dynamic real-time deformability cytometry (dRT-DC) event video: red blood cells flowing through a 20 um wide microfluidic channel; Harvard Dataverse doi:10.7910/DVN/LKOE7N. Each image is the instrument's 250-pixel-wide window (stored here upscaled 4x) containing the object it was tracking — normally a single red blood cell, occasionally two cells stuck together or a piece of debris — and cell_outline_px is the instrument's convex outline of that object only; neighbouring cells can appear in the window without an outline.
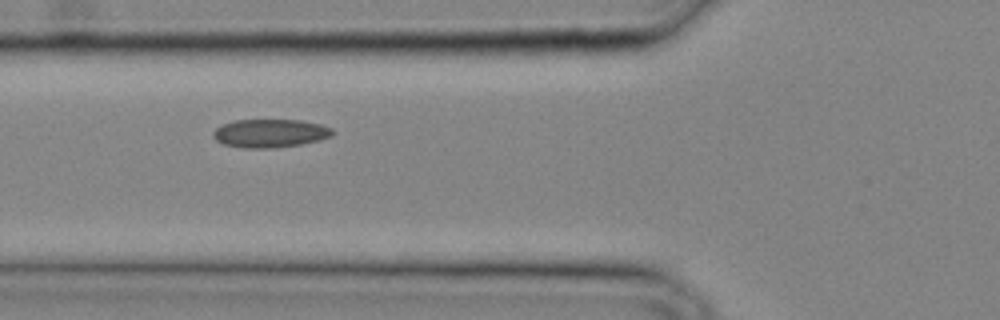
{"species": "common noctule bat (a hibernating species)", "species_latin": "Nyctalus noctula", "temperature_condition": "cold", "stored_images_in_passage": 19, "camera_frame_rate_fps": 3000, "um_per_image_px": 0.085, "animal": {"sex": "male", "body_mass_g": 20.4}, "frame": {"image": 1, "passage_image": 6, "time_ms": 1.667, "image_size_px": [1000, 320], "cell_outline_px": [[332, 136], [320, 140], [300, 144], [272, 148], [244, 148], [224, 144], [216, 140], [212, 136], [212, 132], [220, 124], [236, 120], [300, 120], [320, 124], [332, 128]], "centroid_in_image_um": [22.93, 11.32], "position_along_channel_um": 102.9, "area_um2": 19.71}}